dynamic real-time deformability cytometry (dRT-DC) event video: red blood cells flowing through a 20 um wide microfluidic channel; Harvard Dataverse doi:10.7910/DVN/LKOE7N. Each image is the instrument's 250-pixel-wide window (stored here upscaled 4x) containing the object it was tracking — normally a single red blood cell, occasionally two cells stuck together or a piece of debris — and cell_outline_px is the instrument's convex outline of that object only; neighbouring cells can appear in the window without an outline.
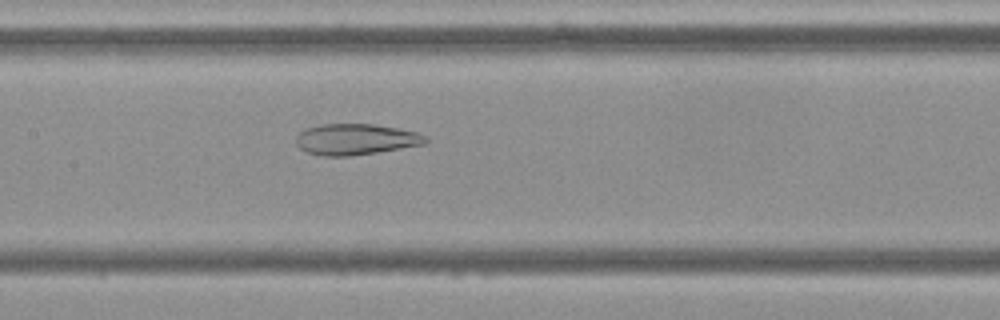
{"species": "Egyptian fruit bat (a non-hibernating species)", "species_latin": "Rousettus aegyptiacus", "temperature_condition": "cold", "stored_images_in_passage": 55, "camera_frame_rate_fps": 3000, "um_per_image_px": 0.085, "frame": {"image": 1, "passage_image": 26, "time_ms": 8.333, "image_size_px": [1000, 320], "cell_outline_px": [[428, 144], [376, 152], [348, 156], [320, 156], [304, 152], [296, 144], [296, 136], [304, 128], [320, 124], [372, 124], [396, 128], [416, 132], [428, 136]], "centroid_in_image_um": [30.22, 11.85], "position_along_channel_um": 177.2, "area_um2": 23.64}}
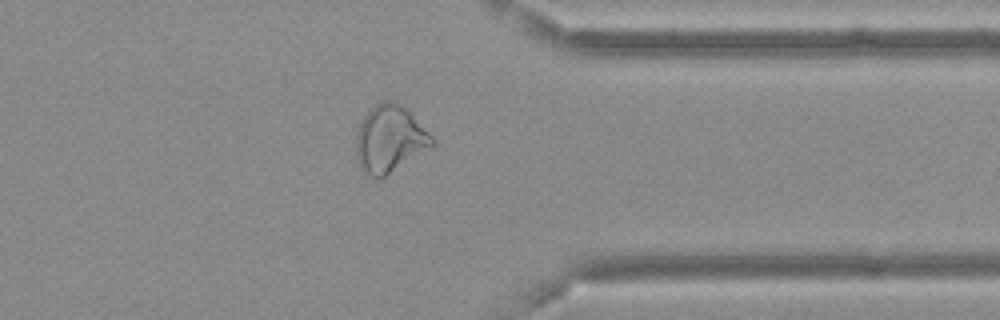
{"frame": {"image": 2, "passage_image": 43, "time_ms": 14.0, "image_size_px": [1000, 320], "cell_outline_px": [[436, 144], [384, 176], [372, 176], [364, 172], [356, 156], [356, 136], [360, 124], [364, 116], [376, 104], [384, 100], [388, 100], [400, 104], [436, 140]], "centroid_in_image_um": [33.12, 11.8], "position_along_channel_um": 378.3, "area_um2": 28.78}}
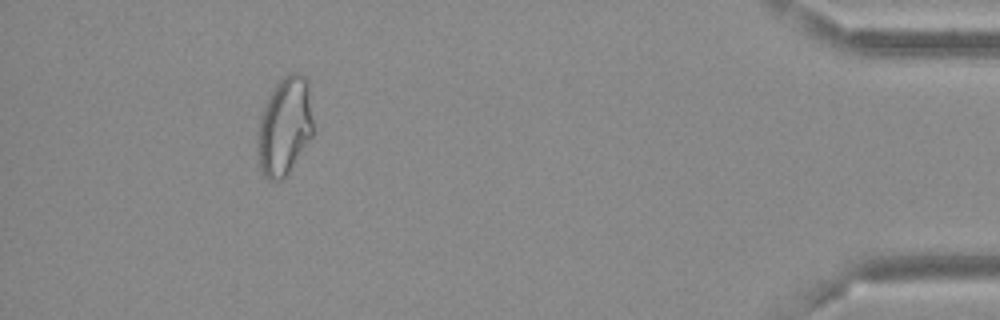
{"frame": {"image": 3, "passage_image": 50, "time_ms": 16.333, "image_size_px": [1000, 320], "cell_outline_px": [[312, 136], [288, 176], [280, 180], [268, 180], [260, 172], [256, 148], [256, 132], [260, 116], [268, 96], [276, 84], [288, 72], [296, 72], [304, 76], [308, 80], [312, 120]], "centroid_in_image_um": [24.16, 10.78], "position_along_channel_um": 411.0, "area_um2": 32.48}}